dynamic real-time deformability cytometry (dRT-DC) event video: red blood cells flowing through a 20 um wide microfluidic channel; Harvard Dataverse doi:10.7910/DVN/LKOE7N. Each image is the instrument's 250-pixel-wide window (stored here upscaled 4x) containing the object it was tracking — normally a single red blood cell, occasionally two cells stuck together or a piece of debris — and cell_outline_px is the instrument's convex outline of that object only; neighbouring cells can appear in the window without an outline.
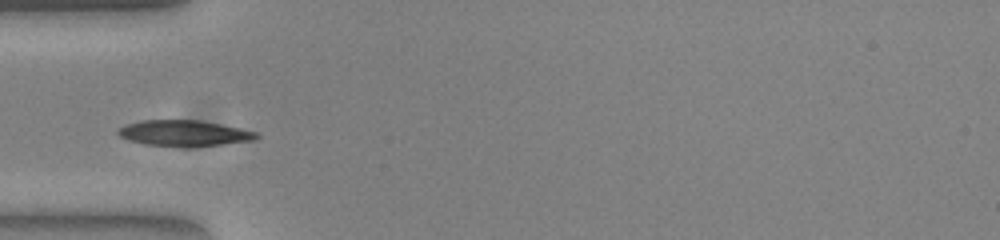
{"species": "common noctule bat (a hibernating species)", "species_latin": "Nyctalus noctula", "temperature_condition": "warm", "stored_images_in_passage": 37, "camera_frame_rate_fps": 3000, "um_per_image_px": 0.085, "animal": {"sex": "female", "body_mass_g": 23.0, "forearm_length_mm": 53.4}, "frame": {"image": 1, "passage_image": 1, "time_ms": 0.0, "image_size_px": [1000, 240], "cell_outline_px": [[260, 136], [256, 140], [192, 148], [180, 148], [144, 144], [128, 140], [120, 136], [116, 132], [124, 124], [140, 120], [200, 120], [240, 128], [256, 132]], "centroid_in_image_um": [15.64, 11.34], "position_along_channel_um": 69.4, "area_um2": 21.39}}
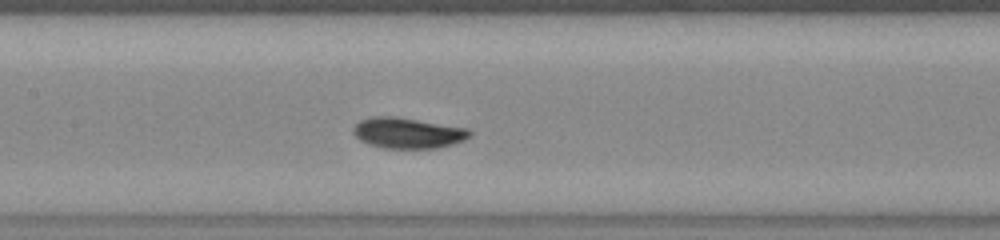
{"frame": {"image": 2, "passage_image": 9, "time_ms": 2.667, "image_size_px": [1000, 240], "cell_outline_px": [[472, 136], [464, 140], [452, 144], [436, 148], [380, 148], [368, 144], [360, 140], [352, 132], [352, 128], [360, 120], [376, 116], [392, 116], [468, 128], [472, 132]], "centroid_in_image_um": [34.65, 11.31], "position_along_channel_um": 172.7, "area_um2": 20.81}}
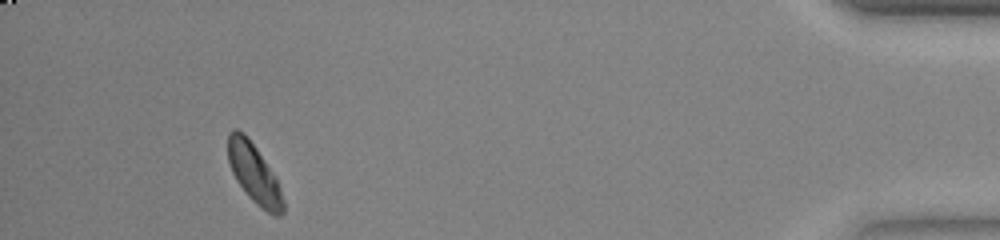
{"frame": {"image": 3, "passage_image": 33, "time_ms": 10.667, "image_size_px": [1000, 240], "cell_outline_px": [[284, 212], [280, 216], [276, 216], [268, 212], [256, 204], [248, 196], [236, 180], [232, 172], [228, 160], [228, 132], [232, 128], [236, 128], [244, 132], [248, 136], [256, 148], [276, 180], [280, 188], [284, 200]], "centroid_in_image_um": [21.57, 14.73], "position_along_channel_um": 413.6, "area_um2": 18.9}, "authors_computed_cell_mechanics": {"area_um2": 19.8254, "velocity_mm_per_s": 3.8599, "shape_relaxation_time_tau1_ms": 2.2737, "shape_relaxation_time_tau2_ms": 3.867, "deformation_change_tau1": 0.125, "deformation_change_tau2": 0.0665}}